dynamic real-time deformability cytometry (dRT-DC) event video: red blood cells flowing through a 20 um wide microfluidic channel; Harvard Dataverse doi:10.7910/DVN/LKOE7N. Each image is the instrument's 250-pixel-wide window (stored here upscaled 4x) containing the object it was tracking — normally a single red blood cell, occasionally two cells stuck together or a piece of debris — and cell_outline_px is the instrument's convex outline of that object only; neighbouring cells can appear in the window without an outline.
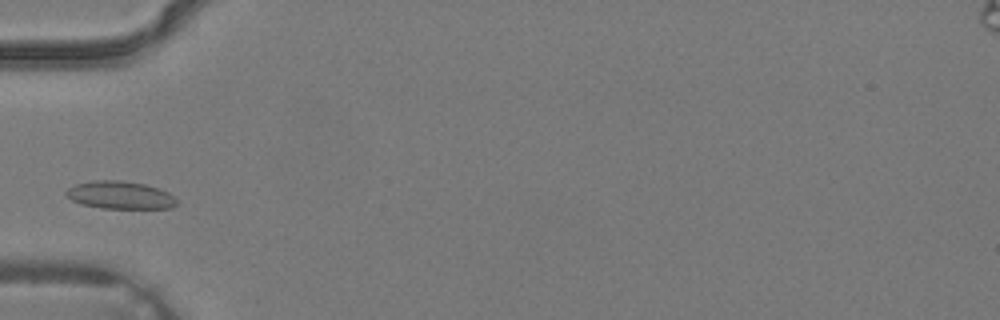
{"species": "common noctule bat (a hibernating species)", "species_latin": "Nyctalus noctula", "temperature_condition": "warm", "stored_images_in_passage": 2, "camera_frame_rate_fps": 3000, "um_per_image_px": 0.085, "animal": {"sex": "male", "body_mass_g": 19.2, "forearm_length_mm": 51.8}, "frame": {"image": 1, "passage_image": 2, "time_ms": 0.333, "image_size_px": [1000, 320], "cell_outline_px": [[180, 204], [172, 208], [100, 208], [80, 204], [72, 200], [64, 192], [68, 188], [76, 184], [96, 180], [120, 180], [144, 184], [168, 192]], "centroid_in_image_um": [10.21, 16.59], "position_along_channel_um": 74.8, "area_um2": 17.8}}